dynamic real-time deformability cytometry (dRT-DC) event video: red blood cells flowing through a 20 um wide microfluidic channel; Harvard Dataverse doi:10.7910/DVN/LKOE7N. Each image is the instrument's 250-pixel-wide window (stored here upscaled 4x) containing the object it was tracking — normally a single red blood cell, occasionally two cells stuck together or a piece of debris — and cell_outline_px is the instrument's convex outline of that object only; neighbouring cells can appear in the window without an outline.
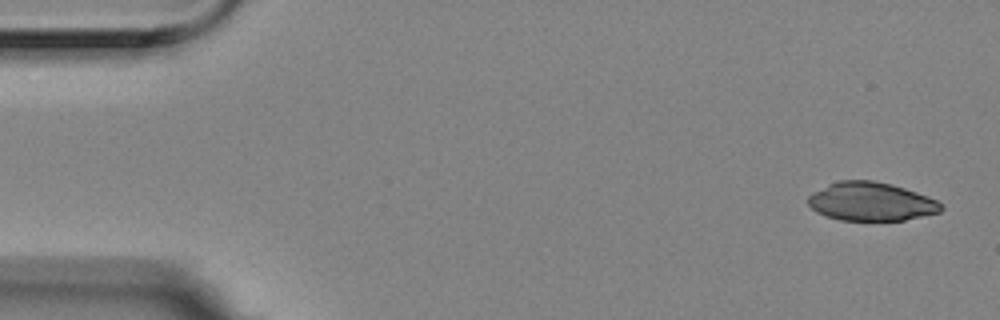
{"species": "Egyptian fruit bat (a non-hibernating species)", "species_latin": "Rousettus aegyptiacus", "temperature_condition": "room temperature", "stored_images_in_passage": 3, "camera_frame_rate_fps": 3000, "um_per_image_px": 0.085, "animal": {"sex": "female"}, "frame": {"image": 1, "passage_image": 1, "time_ms": 0.0, "image_size_px": [1000, 320], "cell_outline_px": [[944, 208], [940, 212], [904, 220], [840, 220], [816, 212], [808, 204], [808, 196], [812, 192], [828, 184], [840, 180], [872, 180], [892, 184], [928, 196], [936, 200]], "centroid_in_image_um": [74.02, 17.13], "position_along_channel_um": 11.0, "area_um2": 29.77}}